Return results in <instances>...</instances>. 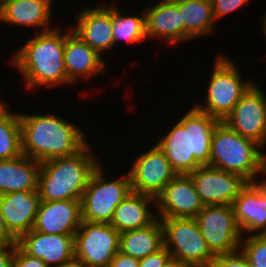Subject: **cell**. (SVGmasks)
Segmentation results:
<instances>
[{
    "instance_id": "e0dca14e",
    "label": "cell",
    "mask_w": 266,
    "mask_h": 267,
    "mask_svg": "<svg viewBox=\"0 0 266 267\" xmlns=\"http://www.w3.org/2000/svg\"><path fill=\"white\" fill-rule=\"evenodd\" d=\"M17 245L26 254L45 261L48 267H63L75 259L74 235L45 234L32 229L17 240Z\"/></svg>"
},
{
    "instance_id": "3957f363",
    "label": "cell",
    "mask_w": 266,
    "mask_h": 267,
    "mask_svg": "<svg viewBox=\"0 0 266 267\" xmlns=\"http://www.w3.org/2000/svg\"><path fill=\"white\" fill-rule=\"evenodd\" d=\"M61 29V26H56L46 32L34 33L24 46L11 54V64L21 74L27 92L42 86L74 85L67 78L65 33Z\"/></svg>"
},
{
    "instance_id": "f1b7e54d",
    "label": "cell",
    "mask_w": 266,
    "mask_h": 267,
    "mask_svg": "<svg viewBox=\"0 0 266 267\" xmlns=\"http://www.w3.org/2000/svg\"><path fill=\"white\" fill-rule=\"evenodd\" d=\"M239 249L250 267H266V234L243 236Z\"/></svg>"
},
{
    "instance_id": "d590c367",
    "label": "cell",
    "mask_w": 266,
    "mask_h": 267,
    "mask_svg": "<svg viewBox=\"0 0 266 267\" xmlns=\"http://www.w3.org/2000/svg\"><path fill=\"white\" fill-rule=\"evenodd\" d=\"M0 244H17V239L8 231L0 212Z\"/></svg>"
},
{
    "instance_id": "7402d4cb",
    "label": "cell",
    "mask_w": 266,
    "mask_h": 267,
    "mask_svg": "<svg viewBox=\"0 0 266 267\" xmlns=\"http://www.w3.org/2000/svg\"><path fill=\"white\" fill-rule=\"evenodd\" d=\"M39 204L38 191H20L0 195V212L8 231L17 240L33 229Z\"/></svg>"
},
{
    "instance_id": "5bb4252c",
    "label": "cell",
    "mask_w": 266,
    "mask_h": 267,
    "mask_svg": "<svg viewBox=\"0 0 266 267\" xmlns=\"http://www.w3.org/2000/svg\"><path fill=\"white\" fill-rule=\"evenodd\" d=\"M204 203L190 175L177 174L156 197L158 218H195Z\"/></svg>"
},
{
    "instance_id": "603a6c76",
    "label": "cell",
    "mask_w": 266,
    "mask_h": 267,
    "mask_svg": "<svg viewBox=\"0 0 266 267\" xmlns=\"http://www.w3.org/2000/svg\"><path fill=\"white\" fill-rule=\"evenodd\" d=\"M150 205L156 206V198L132 192L116 207L110 225L120 233L149 226L158 218Z\"/></svg>"
},
{
    "instance_id": "4316f807",
    "label": "cell",
    "mask_w": 266,
    "mask_h": 267,
    "mask_svg": "<svg viewBox=\"0 0 266 267\" xmlns=\"http://www.w3.org/2000/svg\"><path fill=\"white\" fill-rule=\"evenodd\" d=\"M0 95V160H9L22 154L21 125L19 112L8 109L10 106ZM13 111V112H12Z\"/></svg>"
},
{
    "instance_id": "277c9868",
    "label": "cell",
    "mask_w": 266,
    "mask_h": 267,
    "mask_svg": "<svg viewBox=\"0 0 266 267\" xmlns=\"http://www.w3.org/2000/svg\"><path fill=\"white\" fill-rule=\"evenodd\" d=\"M90 141L77 153L41 162L40 201H81L95 169L100 165Z\"/></svg>"
},
{
    "instance_id": "7a4b0ae2",
    "label": "cell",
    "mask_w": 266,
    "mask_h": 267,
    "mask_svg": "<svg viewBox=\"0 0 266 267\" xmlns=\"http://www.w3.org/2000/svg\"><path fill=\"white\" fill-rule=\"evenodd\" d=\"M19 118L22 154L38 162L73 155L89 142L83 128L56 113L19 112Z\"/></svg>"
},
{
    "instance_id": "d4e9b609",
    "label": "cell",
    "mask_w": 266,
    "mask_h": 267,
    "mask_svg": "<svg viewBox=\"0 0 266 267\" xmlns=\"http://www.w3.org/2000/svg\"><path fill=\"white\" fill-rule=\"evenodd\" d=\"M179 8L185 25V41L212 34L217 22L212 0H173Z\"/></svg>"
},
{
    "instance_id": "5b68a950",
    "label": "cell",
    "mask_w": 266,
    "mask_h": 267,
    "mask_svg": "<svg viewBox=\"0 0 266 267\" xmlns=\"http://www.w3.org/2000/svg\"><path fill=\"white\" fill-rule=\"evenodd\" d=\"M209 166L240 175L248 182H256L266 175L263 147L223 121L217 124L212 136Z\"/></svg>"
},
{
    "instance_id": "836d02e7",
    "label": "cell",
    "mask_w": 266,
    "mask_h": 267,
    "mask_svg": "<svg viewBox=\"0 0 266 267\" xmlns=\"http://www.w3.org/2000/svg\"><path fill=\"white\" fill-rule=\"evenodd\" d=\"M140 260L118 251L108 267H139Z\"/></svg>"
},
{
    "instance_id": "8fae6325",
    "label": "cell",
    "mask_w": 266,
    "mask_h": 267,
    "mask_svg": "<svg viewBox=\"0 0 266 267\" xmlns=\"http://www.w3.org/2000/svg\"><path fill=\"white\" fill-rule=\"evenodd\" d=\"M131 161L133 163L127 172L134 193L156 198L177 175L164 152L156 143L147 151L137 154Z\"/></svg>"
},
{
    "instance_id": "9c48e42d",
    "label": "cell",
    "mask_w": 266,
    "mask_h": 267,
    "mask_svg": "<svg viewBox=\"0 0 266 267\" xmlns=\"http://www.w3.org/2000/svg\"><path fill=\"white\" fill-rule=\"evenodd\" d=\"M119 243L120 232L110 224L82 221L74 235V257L88 267H108Z\"/></svg>"
},
{
    "instance_id": "52a82bcc",
    "label": "cell",
    "mask_w": 266,
    "mask_h": 267,
    "mask_svg": "<svg viewBox=\"0 0 266 267\" xmlns=\"http://www.w3.org/2000/svg\"><path fill=\"white\" fill-rule=\"evenodd\" d=\"M100 165L91 175L81 199L82 221L110 224L116 207L132 193L128 172L109 178ZM115 179V180H114Z\"/></svg>"
},
{
    "instance_id": "ba28073f",
    "label": "cell",
    "mask_w": 266,
    "mask_h": 267,
    "mask_svg": "<svg viewBox=\"0 0 266 267\" xmlns=\"http://www.w3.org/2000/svg\"><path fill=\"white\" fill-rule=\"evenodd\" d=\"M163 227L164 247L171 258L207 267L215 255L209 249L195 218H159Z\"/></svg>"
},
{
    "instance_id": "4fadbf2b",
    "label": "cell",
    "mask_w": 266,
    "mask_h": 267,
    "mask_svg": "<svg viewBox=\"0 0 266 267\" xmlns=\"http://www.w3.org/2000/svg\"><path fill=\"white\" fill-rule=\"evenodd\" d=\"M205 206L232 205L248 181L237 174L204 165L189 174Z\"/></svg>"
},
{
    "instance_id": "e575fe53",
    "label": "cell",
    "mask_w": 266,
    "mask_h": 267,
    "mask_svg": "<svg viewBox=\"0 0 266 267\" xmlns=\"http://www.w3.org/2000/svg\"><path fill=\"white\" fill-rule=\"evenodd\" d=\"M15 244H0V267H12Z\"/></svg>"
},
{
    "instance_id": "4dcf8cb0",
    "label": "cell",
    "mask_w": 266,
    "mask_h": 267,
    "mask_svg": "<svg viewBox=\"0 0 266 267\" xmlns=\"http://www.w3.org/2000/svg\"><path fill=\"white\" fill-rule=\"evenodd\" d=\"M248 2V3H247ZM250 3V0H212L213 14L215 20L222 19L229 13L235 12L243 5Z\"/></svg>"
},
{
    "instance_id": "d6a6232c",
    "label": "cell",
    "mask_w": 266,
    "mask_h": 267,
    "mask_svg": "<svg viewBox=\"0 0 266 267\" xmlns=\"http://www.w3.org/2000/svg\"><path fill=\"white\" fill-rule=\"evenodd\" d=\"M170 258L171 254L163 246L160 250L140 259L139 267H163Z\"/></svg>"
},
{
    "instance_id": "ffe728a7",
    "label": "cell",
    "mask_w": 266,
    "mask_h": 267,
    "mask_svg": "<svg viewBox=\"0 0 266 267\" xmlns=\"http://www.w3.org/2000/svg\"><path fill=\"white\" fill-rule=\"evenodd\" d=\"M81 222V201H40L33 230L45 234L75 235Z\"/></svg>"
},
{
    "instance_id": "7c38bea8",
    "label": "cell",
    "mask_w": 266,
    "mask_h": 267,
    "mask_svg": "<svg viewBox=\"0 0 266 267\" xmlns=\"http://www.w3.org/2000/svg\"><path fill=\"white\" fill-rule=\"evenodd\" d=\"M241 136L264 147L266 143V94L254 83L223 120Z\"/></svg>"
},
{
    "instance_id": "ac0fdd59",
    "label": "cell",
    "mask_w": 266,
    "mask_h": 267,
    "mask_svg": "<svg viewBox=\"0 0 266 267\" xmlns=\"http://www.w3.org/2000/svg\"><path fill=\"white\" fill-rule=\"evenodd\" d=\"M156 2L144 8L146 38H159L160 42L172 46L184 42L185 25L178 5L173 0Z\"/></svg>"
},
{
    "instance_id": "8992f818",
    "label": "cell",
    "mask_w": 266,
    "mask_h": 267,
    "mask_svg": "<svg viewBox=\"0 0 266 267\" xmlns=\"http://www.w3.org/2000/svg\"><path fill=\"white\" fill-rule=\"evenodd\" d=\"M213 71L207 84L205 100L194 106L223 121L232 111L245 92L255 83L253 79H243L237 62L226 54L214 57ZM203 101H206L203 103ZM203 103V104H202Z\"/></svg>"
},
{
    "instance_id": "1f68e13d",
    "label": "cell",
    "mask_w": 266,
    "mask_h": 267,
    "mask_svg": "<svg viewBox=\"0 0 266 267\" xmlns=\"http://www.w3.org/2000/svg\"><path fill=\"white\" fill-rule=\"evenodd\" d=\"M12 267H48L40 258L26 254L17 244L12 260Z\"/></svg>"
},
{
    "instance_id": "60d3db41",
    "label": "cell",
    "mask_w": 266,
    "mask_h": 267,
    "mask_svg": "<svg viewBox=\"0 0 266 267\" xmlns=\"http://www.w3.org/2000/svg\"><path fill=\"white\" fill-rule=\"evenodd\" d=\"M5 1H8V0H0V4H1L2 2H5Z\"/></svg>"
},
{
    "instance_id": "d6986e66",
    "label": "cell",
    "mask_w": 266,
    "mask_h": 267,
    "mask_svg": "<svg viewBox=\"0 0 266 267\" xmlns=\"http://www.w3.org/2000/svg\"><path fill=\"white\" fill-rule=\"evenodd\" d=\"M56 1V0H55ZM54 0H8L0 4V23L17 27L37 29L42 33L55 28L51 22L54 16ZM6 23V24H5Z\"/></svg>"
},
{
    "instance_id": "cb8c5ba5",
    "label": "cell",
    "mask_w": 266,
    "mask_h": 267,
    "mask_svg": "<svg viewBox=\"0 0 266 267\" xmlns=\"http://www.w3.org/2000/svg\"><path fill=\"white\" fill-rule=\"evenodd\" d=\"M41 162L25 155L0 160V195L20 191H38Z\"/></svg>"
},
{
    "instance_id": "f35d334b",
    "label": "cell",
    "mask_w": 266,
    "mask_h": 267,
    "mask_svg": "<svg viewBox=\"0 0 266 267\" xmlns=\"http://www.w3.org/2000/svg\"><path fill=\"white\" fill-rule=\"evenodd\" d=\"M264 14H263V16H262V24H261V27H262V33H263V35L265 36V38H266V11H264L263 12ZM266 40V39H265Z\"/></svg>"
},
{
    "instance_id": "2e32d148",
    "label": "cell",
    "mask_w": 266,
    "mask_h": 267,
    "mask_svg": "<svg viewBox=\"0 0 266 267\" xmlns=\"http://www.w3.org/2000/svg\"><path fill=\"white\" fill-rule=\"evenodd\" d=\"M232 206L243 236L266 234V175L248 182Z\"/></svg>"
},
{
    "instance_id": "8d00e7d4",
    "label": "cell",
    "mask_w": 266,
    "mask_h": 267,
    "mask_svg": "<svg viewBox=\"0 0 266 267\" xmlns=\"http://www.w3.org/2000/svg\"><path fill=\"white\" fill-rule=\"evenodd\" d=\"M163 267H194L192 264L182 262L174 258H170Z\"/></svg>"
},
{
    "instance_id": "83f0119b",
    "label": "cell",
    "mask_w": 266,
    "mask_h": 267,
    "mask_svg": "<svg viewBox=\"0 0 266 267\" xmlns=\"http://www.w3.org/2000/svg\"><path fill=\"white\" fill-rule=\"evenodd\" d=\"M118 4L113 3V37L115 47L120 42L138 44L146 41L145 11L140 15H126Z\"/></svg>"
},
{
    "instance_id": "74e56055",
    "label": "cell",
    "mask_w": 266,
    "mask_h": 267,
    "mask_svg": "<svg viewBox=\"0 0 266 267\" xmlns=\"http://www.w3.org/2000/svg\"><path fill=\"white\" fill-rule=\"evenodd\" d=\"M63 267H88V266L86 264H84L82 262H79L76 259H74L73 261L67 263Z\"/></svg>"
},
{
    "instance_id": "44dd1931",
    "label": "cell",
    "mask_w": 266,
    "mask_h": 267,
    "mask_svg": "<svg viewBox=\"0 0 266 267\" xmlns=\"http://www.w3.org/2000/svg\"><path fill=\"white\" fill-rule=\"evenodd\" d=\"M64 61L67 78L74 84L81 78L101 76L107 67L106 58L82 41L71 27L65 30Z\"/></svg>"
},
{
    "instance_id": "9a60e30c",
    "label": "cell",
    "mask_w": 266,
    "mask_h": 267,
    "mask_svg": "<svg viewBox=\"0 0 266 267\" xmlns=\"http://www.w3.org/2000/svg\"><path fill=\"white\" fill-rule=\"evenodd\" d=\"M82 41L89 44L101 56L115 47L113 37V5L83 7L75 14L74 25H70Z\"/></svg>"
},
{
    "instance_id": "6da1fadb",
    "label": "cell",
    "mask_w": 266,
    "mask_h": 267,
    "mask_svg": "<svg viewBox=\"0 0 266 267\" xmlns=\"http://www.w3.org/2000/svg\"><path fill=\"white\" fill-rule=\"evenodd\" d=\"M219 122L193 106L157 139L156 144L177 174L189 175L200 166L209 165L211 140Z\"/></svg>"
},
{
    "instance_id": "484cf974",
    "label": "cell",
    "mask_w": 266,
    "mask_h": 267,
    "mask_svg": "<svg viewBox=\"0 0 266 267\" xmlns=\"http://www.w3.org/2000/svg\"><path fill=\"white\" fill-rule=\"evenodd\" d=\"M163 246V227L159 218L149 226L120 233L119 251L139 260Z\"/></svg>"
},
{
    "instance_id": "ab89813d",
    "label": "cell",
    "mask_w": 266,
    "mask_h": 267,
    "mask_svg": "<svg viewBox=\"0 0 266 267\" xmlns=\"http://www.w3.org/2000/svg\"><path fill=\"white\" fill-rule=\"evenodd\" d=\"M263 150H265V151H264V156H265V158H266V153H265V152H266V143H265V145H264V147H263Z\"/></svg>"
},
{
    "instance_id": "f546056e",
    "label": "cell",
    "mask_w": 266,
    "mask_h": 267,
    "mask_svg": "<svg viewBox=\"0 0 266 267\" xmlns=\"http://www.w3.org/2000/svg\"><path fill=\"white\" fill-rule=\"evenodd\" d=\"M207 267H250L246 256L239 249L232 253L215 255Z\"/></svg>"
},
{
    "instance_id": "30bf717a",
    "label": "cell",
    "mask_w": 266,
    "mask_h": 267,
    "mask_svg": "<svg viewBox=\"0 0 266 267\" xmlns=\"http://www.w3.org/2000/svg\"><path fill=\"white\" fill-rule=\"evenodd\" d=\"M195 220L214 255L239 250L243 234L232 205L204 206Z\"/></svg>"
}]
</instances>
